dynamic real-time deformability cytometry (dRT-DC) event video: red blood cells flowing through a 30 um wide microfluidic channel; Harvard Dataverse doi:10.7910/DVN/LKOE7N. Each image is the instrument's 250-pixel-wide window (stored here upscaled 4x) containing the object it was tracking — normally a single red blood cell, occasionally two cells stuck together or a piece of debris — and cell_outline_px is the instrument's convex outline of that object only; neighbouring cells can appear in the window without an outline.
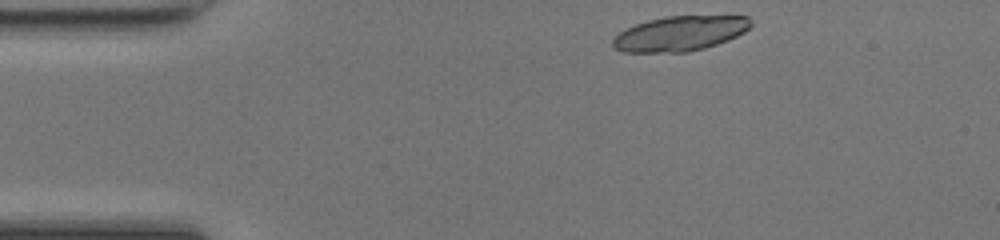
{"species": "common noctule bat (a hibernating species)", "species_latin": "Nyctalus noctula", "temperature_condition": "room temperature", "stored_images_in_passage": 21, "segment_of_instrument_passage": [1, 2], "camera_frame_rate_fps": 3000, "um_per_image_px": 0.085, "animal": {"sex": "female", "body_mass_g": 17.0, "forearm_length_mm": 48.0}, "frame": {"image": 1, "passage_image": 1, "time_ms": 0.0, "image_size_px": [1000, 240], "cell_outline_px": [[752, 24], [744, 32], [728, 40], [704, 48], [688, 52], [624, 52], [612, 48], [612, 40], [620, 32], [636, 24], [648, 20], [664, 16], [748, 16]], "centroid_in_image_um": [57.78, 2.85], "position_along_channel_um": 27.2, "area_um2": 27.98}}